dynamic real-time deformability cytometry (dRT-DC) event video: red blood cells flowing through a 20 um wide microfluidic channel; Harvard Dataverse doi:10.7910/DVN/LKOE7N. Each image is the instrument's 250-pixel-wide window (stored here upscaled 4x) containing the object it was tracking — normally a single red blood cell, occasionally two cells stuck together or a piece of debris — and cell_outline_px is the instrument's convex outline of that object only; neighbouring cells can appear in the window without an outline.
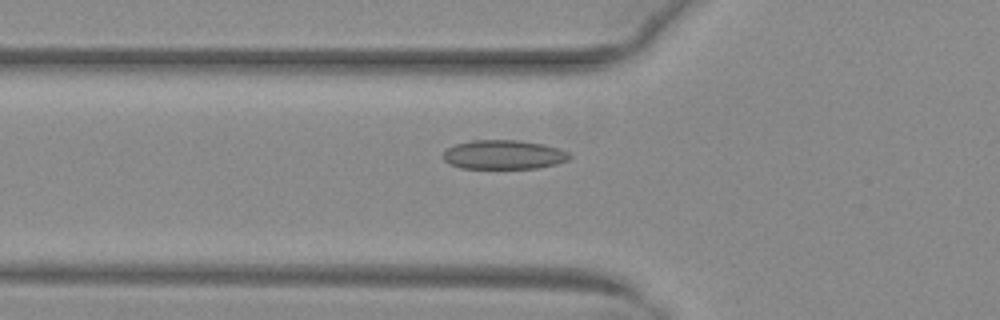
{"species": "common noctule bat (a hibernating species)", "species_latin": "Nyctalus noctula", "temperature_condition": "warm", "stored_images_in_passage": 39, "camera_frame_rate_fps": 3000, "um_per_image_px": 0.085, "animal": {"sex": "female", "body_mass_g": 29.2, "forearm_length_mm": 56.3}, "frame": {"image": 1, "passage_image": 6, "time_ms": 1.667, "image_size_px": [1000, 320], "cell_outline_px": [[572, 156], [568, 160], [556, 164], [536, 168], [460, 168], [448, 164], [444, 160], [444, 152], [448, 148], [456, 144], [472, 140], [516, 140], [544, 144], [560, 148], [568, 152]], "centroid_in_image_um": [42.83, 13.15], "position_along_channel_um": 83.0, "area_um2": 21.5}}
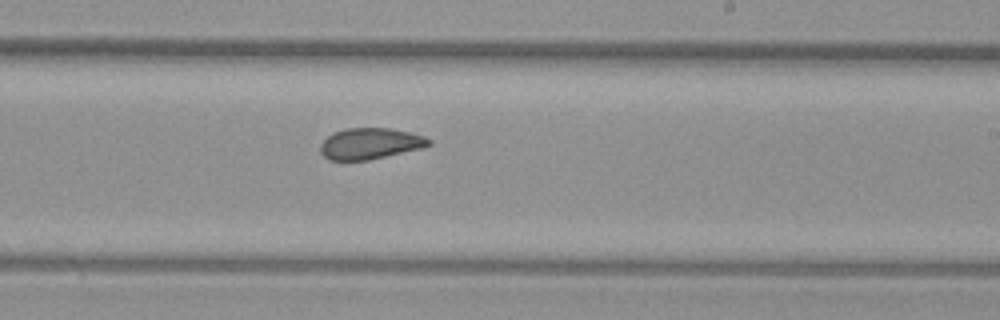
{"frame": {"image": 2, "passage_image": 19, "time_ms": 6.0, "image_size_px": [1000, 320], "cell_outline_px": [[432, 144], [420, 148], [368, 160], [328, 160], [320, 152], [320, 144], [332, 132], [344, 128], [392, 128], [424, 136], [432, 140]], "centroid_in_image_um": [31.43, 12.19], "position_along_channel_um": 257.6, "area_um2": 19.65}}
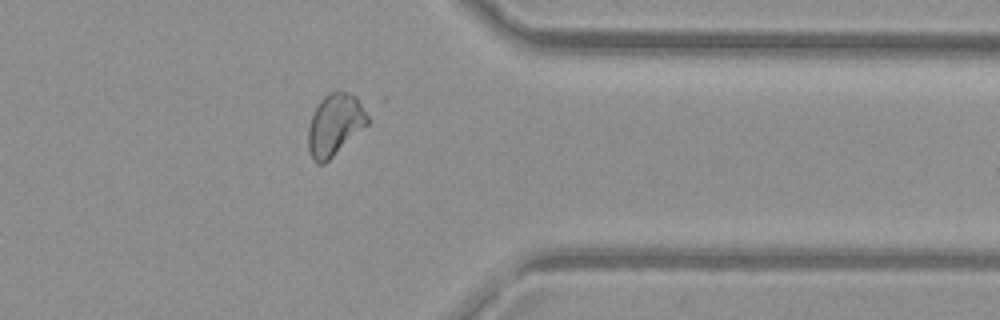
{"frame": {"image": 3, "passage_image": 29, "time_ms": 9.333, "image_size_px": [1000, 320], "cell_outline_px": [[368, 124], [324, 164], [316, 164], [312, 160], [308, 148], [308, 128], [312, 116], [320, 100], [324, 96], [332, 92], [348, 92], [356, 96], [368, 116]], "centroid_in_image_um": [28.44, 10.62], "position_along_channel_um": 383.0, "area_um2": 21.1}}